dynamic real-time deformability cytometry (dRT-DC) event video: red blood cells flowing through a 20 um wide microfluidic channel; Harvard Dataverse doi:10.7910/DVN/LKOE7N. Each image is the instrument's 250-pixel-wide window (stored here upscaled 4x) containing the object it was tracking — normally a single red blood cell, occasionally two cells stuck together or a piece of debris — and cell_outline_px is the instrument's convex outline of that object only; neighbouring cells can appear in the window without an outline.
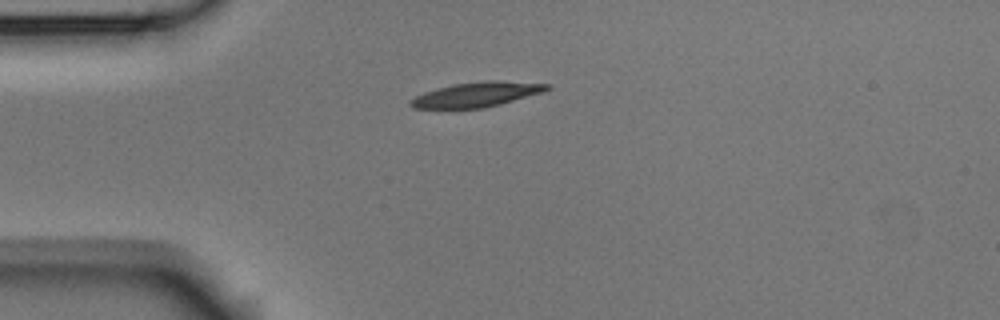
{"species": "Egyptian fruit bat (a non-hibernating species)", "species_latin": "Rousettus aegyptiacus", "temperature_condition": "room temperature", "stored_images_in_passage": 3, "camera_frame_rate_fps": 3000, "um_per_image_px": 0.085, "animal": {"sex": "male"}, "frame": {"image": 1, "passage_image": 1, "time_ms": 0.0, "image_size_px": [1000, 320], "cell_outline_px": [[552, 88], [544, 92], [500, 104], [484, 108], [412, 108], [408, 104], [408, 100], [424, 92], [436, 88], [452, 84], [484, 80], [496, 80], [552, 84]], "centroid_in_image_um": [40.53, 8.02], "position_along_channel_um": 44.5, "area_um2": 19.94}}
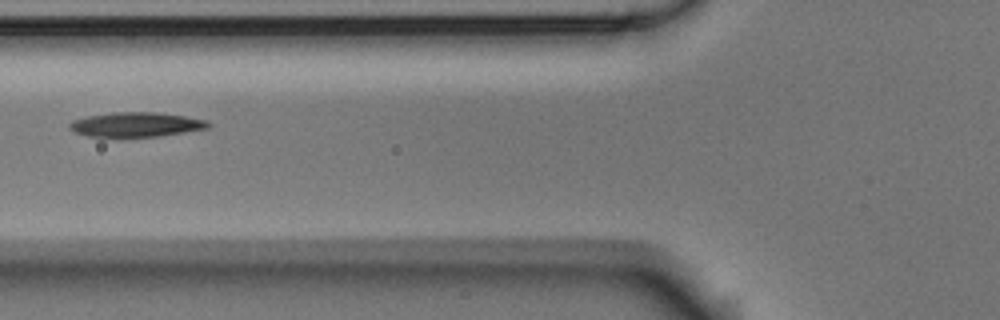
{"frame": {"image": 2, "passage_image": 3, "time_ms": 0.667, "image_size_px": [1000, 320], "cell_outline_px": [[212, 124], [208, 128], [160, 136], [88, 136], [76, 132], [68, 128], [68, 124], [72, 120], [88, 116], [116, 112], [156, 112], [184, 116], [208, 120]], "centroid_in_image_um": [11.59, 10.58], "position_along_channel_um": 114.2, "area_um2": 19.65}}